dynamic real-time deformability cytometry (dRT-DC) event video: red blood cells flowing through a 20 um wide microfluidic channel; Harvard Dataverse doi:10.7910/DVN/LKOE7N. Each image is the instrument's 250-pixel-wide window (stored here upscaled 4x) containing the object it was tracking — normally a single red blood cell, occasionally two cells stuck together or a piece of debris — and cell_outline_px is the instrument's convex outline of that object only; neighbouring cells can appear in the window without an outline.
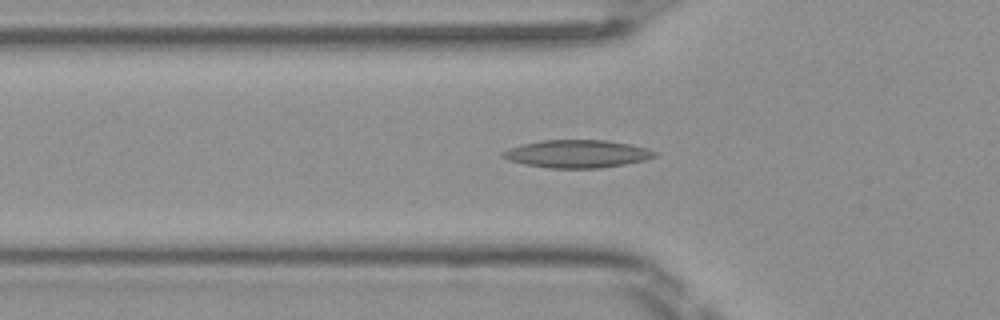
{"species": "Egyptian fruit bat (a non-hibernating species)", "species_latin": "Rousettus aegyptiacus", "temperature_condition": "room temperature", "stored_images_in_passage": 36, "camera_frame_rate_fps": 3000, "um_per_image_px": 0.085, "frame": {"image": 1, "passage_image": 6, "time_ms": 1.667, "image_size_px": [1000, 320], "cell_outline_px": [[656, 156], [644, 160], [624, 164], [600, 168], [548, 168], [524, 164], [508, 160], [500, 156], [500, 152], [508, 148], [520, 144], [540, 140], [608, 140], [628, 144], [644, 148], [656, 152]], "centroid_in_image_um": [48.97, 13.07], "position_along_channel_um": 76.8, "area_um2": 24.62}}
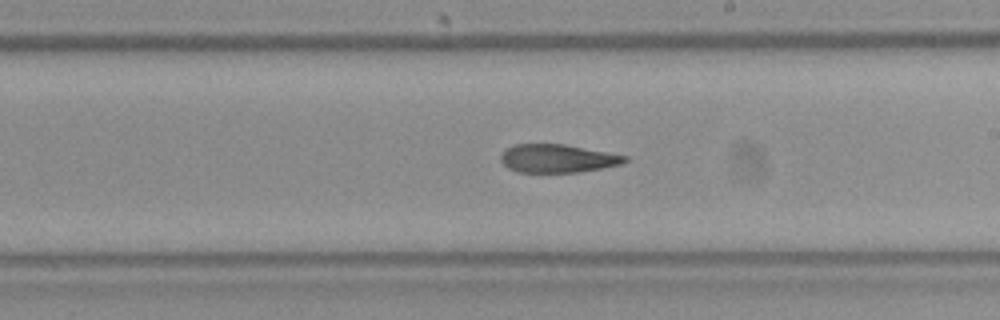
{"frame": {"image": 2, "passage_image": 18, "time_ms": 5.667, "image_size_px": [1000, 320], "cell_outline_px": [[628, 160], [624, 164], [580, 172], [516, 172], [508, 168], [500, 160], [500, 156], [508, 148], [516, 144], [564, 144], [628, 156]], "centroid_in_image_um": [47.42, 13.47], "position_along_channel_um": 241.6, "area_um2": 20.4}}
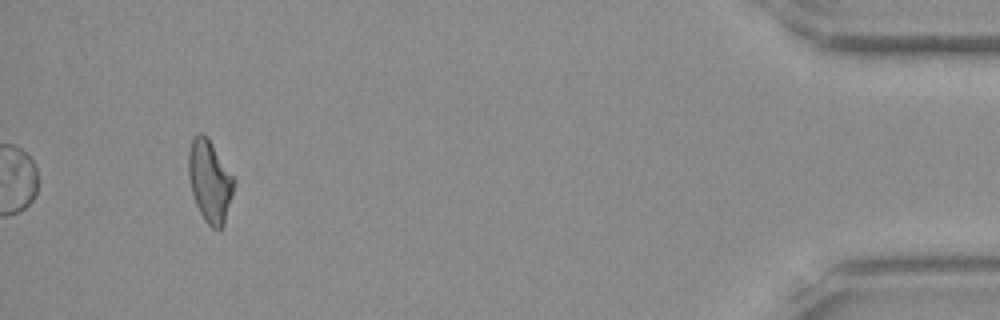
{"frame": {"image": 3, "passage_image": 36, "time_ms": 11.667, "image_size_px": [1000, 320], "cell_outline_px": [[236, 180], [224, 224], [220, 228], [212, 228], [204, 220], [196, 204], [192, 192], [188, 176], [188, 152], [192, 140], [200, 132], [204, 132], [208, 136]], "centroid_in_image_um": [17.83, 15.36], "position_along_channel_um": 417.4, "area_um2": 21.73}, "authors_computed_cell_mechanics": {"area_um2": 22.4553, "velocity_mm_per_s": 4.0981, "shape_relaxation_time_tau1_ms": null, "shape_relaxation_time_tau2_ms": 7.3114, "deformation_change_tau1": null, "deformation_change_tau2": 0.1885}}